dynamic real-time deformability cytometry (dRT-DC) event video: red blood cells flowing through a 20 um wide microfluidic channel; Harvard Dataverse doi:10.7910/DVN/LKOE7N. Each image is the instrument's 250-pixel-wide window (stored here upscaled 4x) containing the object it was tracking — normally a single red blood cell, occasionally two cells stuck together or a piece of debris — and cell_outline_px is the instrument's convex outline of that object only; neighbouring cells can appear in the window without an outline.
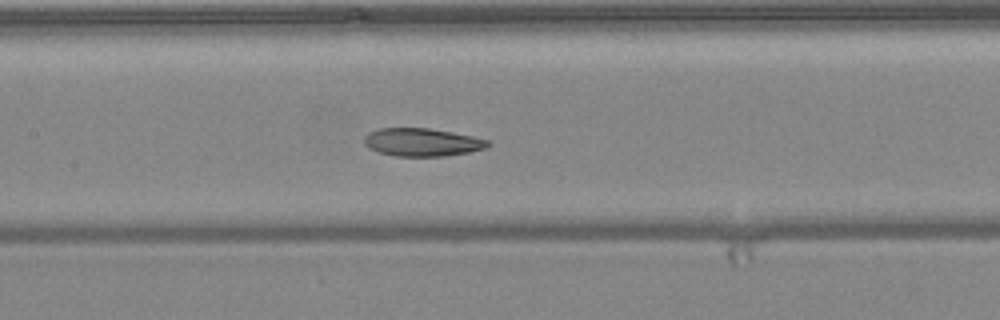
{"species": "common noctule bat (a hibernating species)", "species_latin": "Nyctalus noctula", "temperature_condition": "warm", "stored_images_in_passage": 51, "camera_frame_rate_fps": 3000, "um_per_image_px": 0.085, "animal": {"sex": "female", "body_mass_g": 24.6, "forearm_length_mm": 56.2}, "frame": {"image": 1, "passage_image": 24, "time_ms": 7.667, "image_size_px": [1000, 320], "cell_outline_px": [[492, 144], [484, 148], [468, 152], [444, 156], [396, 156], [380, 152], [368, 148], [364, 144], [364, 136], [368, 132], [380, 128], [428, 128], [452, 132], [472, 136], [488, 140]], "centroid_in_image_um": [35.85, 12.08], "position_along_channel_um": 171.5, "area_um2": 20.11}}
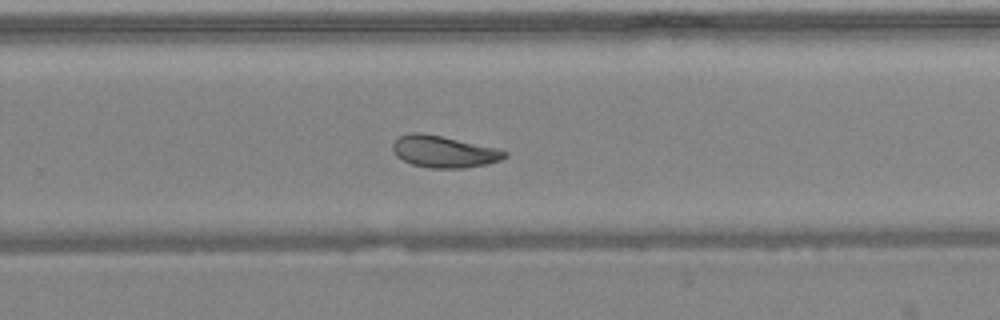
{"frame": {"image": 2, "passage_image": 33, "time_ms": 10.667, "image_size_px": [1000, 320], "cell_outline_px": [[508, 156], [500, 160], [488, 164], [464, 168], [428, 168], [412, 164], [396, 156], [392, 148], [392, 144], [400, 136], [408, 132], [420, 132], [500, 148], [508, 152]], "centroid_in_image_um": [37.76, 12.89], "position_along_channel_um": 292.0, "area_um2": 20.87}}
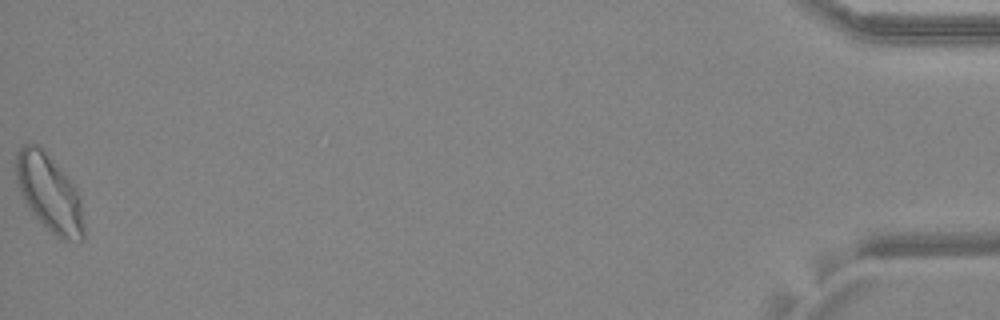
{"frame": {"image": 3, "passage_image": 51, "time_ms": 16.667, "image_size_px": [1000, 320], "cell_outline_px": [[84, 240], [60, 240], [28, 208], [20, 192], [12, 168], [16, 152], [24, 144], [36, 144], [44, 148], [76, 184], [80, 200], [84, 224]], "centroid_in_image_um": [4.17, 16.34], "position_along_channel_um": 431.0, "area_um2": 31.21}}